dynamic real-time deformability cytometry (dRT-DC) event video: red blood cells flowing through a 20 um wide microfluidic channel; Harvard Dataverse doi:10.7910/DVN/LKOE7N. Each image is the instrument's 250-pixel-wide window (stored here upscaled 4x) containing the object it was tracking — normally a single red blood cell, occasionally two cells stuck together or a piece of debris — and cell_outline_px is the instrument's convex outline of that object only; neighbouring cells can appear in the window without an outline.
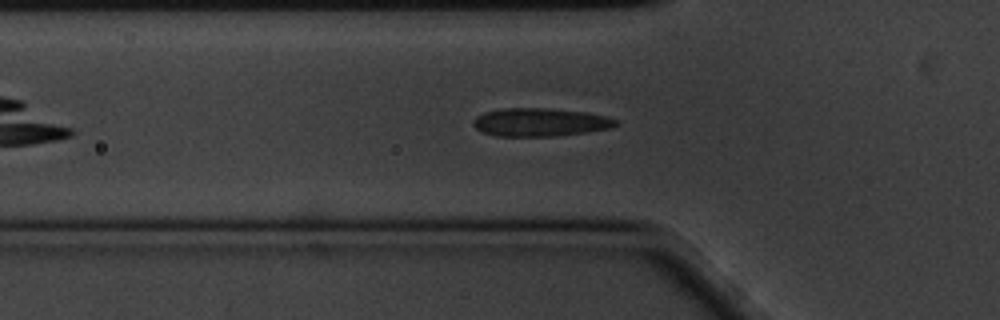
{"species": "common noctule bat (a hibernating species)", "species_latin": "Nyctalus noctula", "temperature_condition": "cold", "stored_images_in_passage": 49, "segment_of_instrument_passage": [1, 2], "camera_frame_rate_fps": 3000, "um_per_image_px": 0.085, "animal": {"sex": "male", "body_mass_g": 20.1, "forearm_length_mm": 53.5}, "frame": {"image": 1, "passage_image": 8, "time_ms": 2.333, "image_size_px": [1000, 320], "cell_outline_px": [[620, 124], [612, 128], [588, 132], [556, 136], [496, 136], [480, 132], [472, 124], [472, 120], [476, 116], [484, 112], [504, 108], [548, 108], [584, 112], [608, 116], [616, 120]], "centroid_in_image_um": [45.91, 10.39], "position_along_channel_um": 79.9, "area_um2": 23.7}}
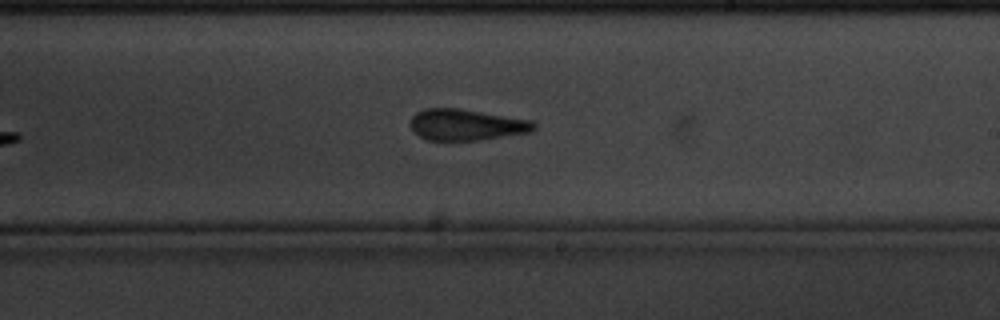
{"frame": {"image": 2, "passage_image": 23, "time_ms": 7.333, "image_size_px": [1000, 320], "cell_outline_px": [[536, 128], [532, 132], [476, 140], [428, 140], [420, 136], [408, 124], [412, 116], [416, 112], [424, 108], [456, 108], [532, 120], [536, 124]], "centroid_in_image_um": [39.63, 10.6], "position_along_channel_um": 249.4, "area_um2": 22.37}}
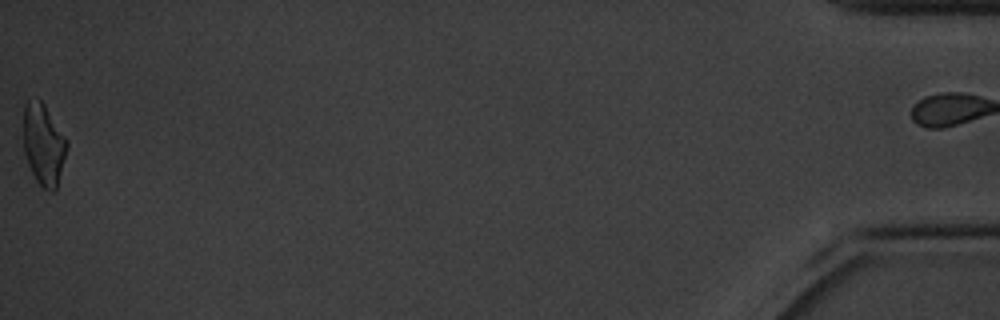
{"frame": {"image": 3, "passage_image": 48, "time_ms": 15.667, "image_size_px": [1000, 320], "cell_outline_px": [[68, 144], [56, 188], [52, 192], [44, 188], [36, 180], [28, 164], [24, 152], [24, 104], [28, 100], [36, 96], [44, 104], [68, 140]], "centroid_in_image_um": [3.69, 12.23], "position_along_channel_um": 431.5, "area_um2": 20.46}}